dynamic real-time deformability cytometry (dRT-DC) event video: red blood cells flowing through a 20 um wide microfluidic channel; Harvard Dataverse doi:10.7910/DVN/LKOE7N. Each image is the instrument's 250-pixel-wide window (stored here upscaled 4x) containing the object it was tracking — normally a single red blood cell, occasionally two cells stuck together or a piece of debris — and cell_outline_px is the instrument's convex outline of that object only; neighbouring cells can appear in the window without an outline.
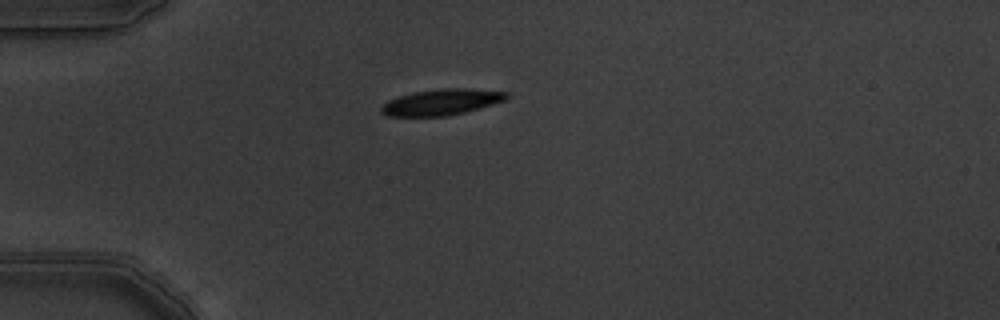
{"species": "common noctule bat (a hibernating species)", "species_latin": "Nyctalus noctula", "temperature_condition": "warm", "stored_images_in_passage": 4, "camera_frame_rate_fps": 3000, "um_per_image_px": 0.085, "animal": {"sex": "male", "body_mass_g": 19.5, "forearm_length_mm": 54.6}, "frame": {"image": 1, "passage_image": 1, "time_ms": 0.0, "image_size_px": [1000, 320], "cell_outline_px": [[508, 96], [504, 100], [480, 108], [448, 116], [388, 116], [380, 112], [380, 108], [388, 100], [412, 92], [440, 88], [472, 88], [508, 92]], "centroid_in_image_um": [37.52, 8.67], "position_along_channel_um": 47.5, "area_um2": 19.02}}